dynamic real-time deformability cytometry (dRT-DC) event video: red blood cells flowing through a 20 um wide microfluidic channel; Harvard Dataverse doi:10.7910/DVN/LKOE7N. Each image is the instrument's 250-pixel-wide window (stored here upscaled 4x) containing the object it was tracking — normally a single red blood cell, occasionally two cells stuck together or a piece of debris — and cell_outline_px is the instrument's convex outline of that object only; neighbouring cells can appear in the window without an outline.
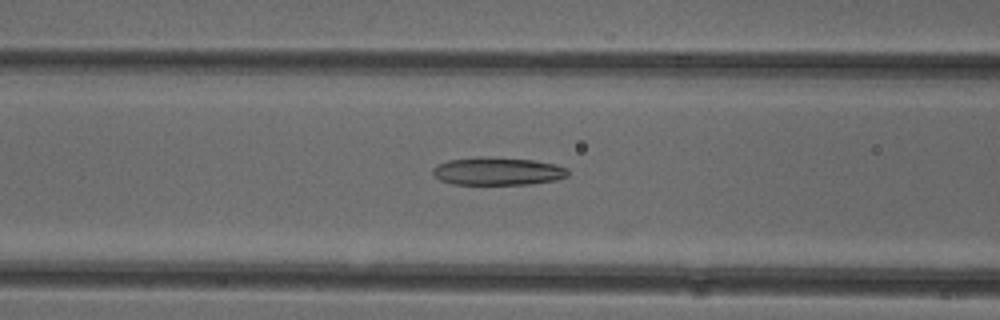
{"species": "common noctule bat (a hibernating species)", "species_latin": "Nyctalus noctula", "temperature_condition": "cold", "stored_images_in_passage": 37, "camera_frame_rate_fps": 3000, "um_per_image_px": 0.085, "animal": {"sex": "female"}, "frame": {"image": 1, "passage_image": 6, "time_ms": 1.667, "image_size_px": [1000, 320], "cell_outline_px": [[568, 176], [556, 180], [532, 184], [452, 184], [440, 180], [432, 172], [432, 168], [436, 164], [448, 160], [476, 156], [480, 156], [532, 160], [556, 164], [568, 168]], "centroid_in_image_um": [42.29, 14.55], "position_along_channel_um": 124.3, "area_um2": 22.14}}
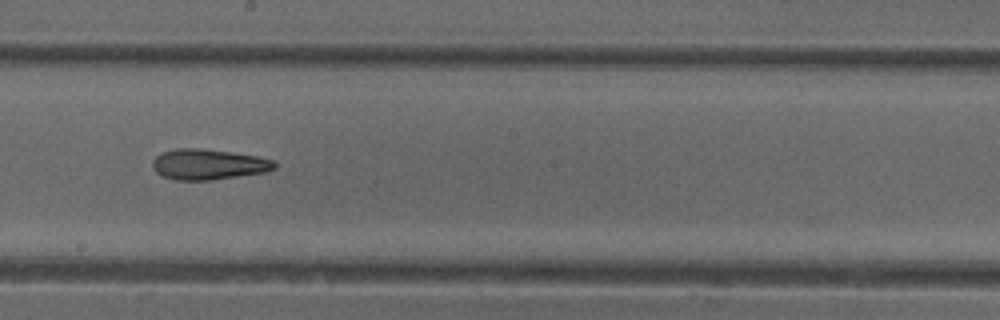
{"frame": {"image": 2, "passage_image": 14, "time_ms": 4.333, "image_size_px": [1000, 320], "cell_outline_px": [[276, 168], [268, 172], [212, 180], [176, 180], [160, 176], [152, 168], [152, 160], [160, 152], [176, 148], [204, 148], [232, 152], [256, 156], [272, 160], [276, 164]], "centroid_in_image_um": [17.68, 13.97], "position_along_channel_um": 230.5, "area_um2": 22.08}}
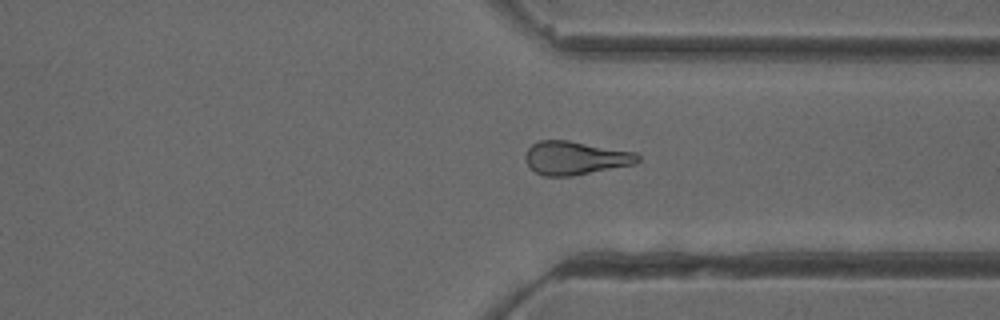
{"frame": {"image": 3, "passage_image": 24, "time_ms": 7.667, "image_size_px": [1000, 320], "cell_outline_px": [[640, 160], [636, 164], [572, 176], [544, 176], [536, 172], [528, 164], [524, 156], [528, 148], [532, 144], [540, 140], [568, 140], [636, 152], [640, 156]], "centroid_in_image_um": [48.93, 13.42], "position_along_channel_um": 362.5, "area_um2": 21.96}, "authors_computed_cell_mechanics": {"area_um2": 21.964, "velocity_mm_per_s": 3.9665, "shape_relaxation_time_tau1_ms": null, "shape_relaxation_time_tau2_ms": 3.7638, "deformation_change_tau1": null, "deformation_change_tau2": 0.1254}}